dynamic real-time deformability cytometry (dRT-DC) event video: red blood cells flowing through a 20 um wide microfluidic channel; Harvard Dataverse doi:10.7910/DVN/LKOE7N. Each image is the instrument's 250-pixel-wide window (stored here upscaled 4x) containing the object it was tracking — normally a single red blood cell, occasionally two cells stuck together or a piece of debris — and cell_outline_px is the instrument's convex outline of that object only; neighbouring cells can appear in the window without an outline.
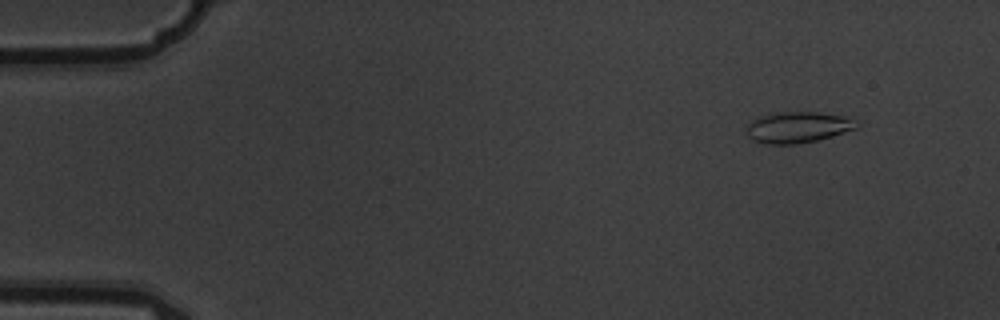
{"species": "common noctule bat (a hibernating species)", "species_latin": "Nyctalus noctula", "temperature_condition": "warm", "stored_images_in_passage": 4, "camera_frame_rate_fps": 3000, "um_per_image_px": 0.085, "animal": {"sex": "male", "body_mass_g": 19.5, "forearm_length_mm": 54.6}, "frame": {"image": 1, "passage_image": 1, "time_ms": 0.0, "image_size_px": [1000, 320], "cell_outline_px": [[860, 124], [856, 128], [832, 136], [816, 140], [796, 144], [768, 144], [752, 140], [748, 136], [744, 128], [752, 120], [768, 112], [816, 112], [848, 116], [856, 120]], "centroid_in_image_um": [67.79, 10.8], "position_along_channel_um": 17.2, "area_um2": 20.23}}